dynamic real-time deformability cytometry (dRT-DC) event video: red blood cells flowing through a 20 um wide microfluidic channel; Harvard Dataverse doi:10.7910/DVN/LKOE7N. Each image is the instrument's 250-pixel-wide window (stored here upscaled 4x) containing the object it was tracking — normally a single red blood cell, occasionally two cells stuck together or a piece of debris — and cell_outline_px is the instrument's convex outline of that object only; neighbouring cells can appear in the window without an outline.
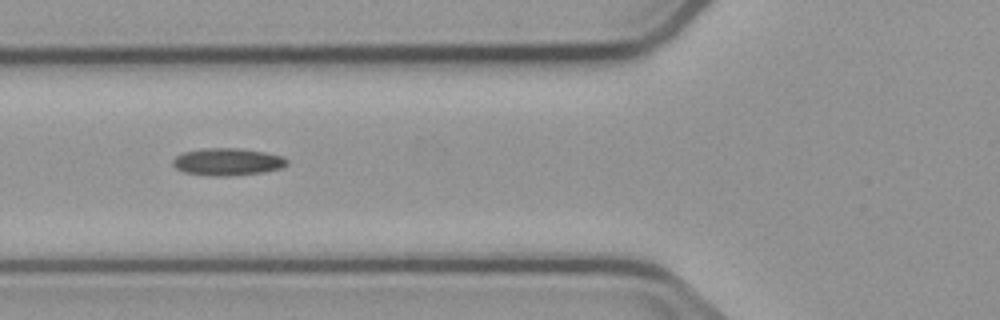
{"species": "common noctule bat (a hibernating species)", "species_latin": "Nyctalus noctula", "temperature_condition": "cold", "stored_images_in_passage": 7, "camera_frame_rate_fps": 3000, "um_per_image_px": 0.085, "animal": {"sex": "male", "body_mass_g": 23.1, "forearm_length_mm": 52.7}, "frame": {"image": 1, "passage_image": 6, "time_ms": 5.667, "image_size_px": [1000, 320], "cell_outline_px": [[288, 164], [284, 168], [264, 172], [232, 176], [208, 176], [184, 172], [176, 168], [172, 164], [172, 160], [176, 156], [184, 152], [204, 148], [240, 148], [264, 152], [284, 156], [288, 160]], "centroid_in_image_um": [19.37, 13.76], "position_along_channel_um": 106.4, "area_um2": 18.44}}
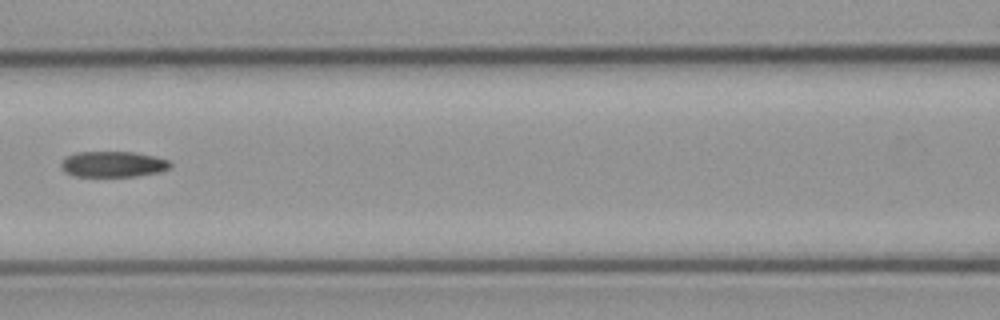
{"frame": {"image": 2, "passage_image": 7, "time_ms": 7.0, "image_size_px": [1000, 320], "cell_outline_px": [[172, 164], [168, 168], [160, 172], [136, 176], [76, 176], [64, 172], [60, 168], [60, 164], [68, 156], [76, 152], [132, 152], [152, 156], [168, 160]], "centroid_in_image_um": [9.58, 13.96], "position_along_channel_um": 157.0, "area_um2": 16.24}}